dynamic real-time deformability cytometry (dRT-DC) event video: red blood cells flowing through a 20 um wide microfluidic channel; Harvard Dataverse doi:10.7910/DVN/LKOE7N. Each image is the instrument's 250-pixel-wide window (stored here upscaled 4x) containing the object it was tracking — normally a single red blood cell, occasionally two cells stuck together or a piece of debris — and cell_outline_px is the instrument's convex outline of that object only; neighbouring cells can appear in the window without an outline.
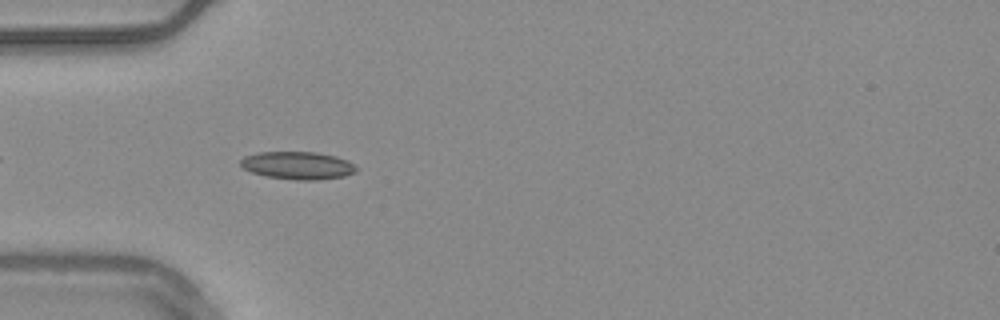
{"species": "common noctule bat (a hibernating species)", "species_latin": "Nyctalus noctula", "temperature_condition": "warm", "stored_images_in_passage": 8, "camera_frame_rate_fps": 3000, "um_per_image_px": 0.085, "animal": {"sex": "male", "body_mass_g": 20.4}, "frame": {"image": 1, "passage_image": 4, "time_ms": 1.0, "image_size_px": [1000, 320], "cell_outline_px": [[360, 168], [356, 172], [344, 176], [316, 180], [296, 180], [268, 176], [252, 172], [244, 168], [240, 164], [240, 160], [244, 156], [260, 152], [316, 152], [336, 156], [348, 160]], "centroid_in_image_um": [25.36, 14.06], "position_along_channel_um": 59.6, "area_um2": 18.73}}